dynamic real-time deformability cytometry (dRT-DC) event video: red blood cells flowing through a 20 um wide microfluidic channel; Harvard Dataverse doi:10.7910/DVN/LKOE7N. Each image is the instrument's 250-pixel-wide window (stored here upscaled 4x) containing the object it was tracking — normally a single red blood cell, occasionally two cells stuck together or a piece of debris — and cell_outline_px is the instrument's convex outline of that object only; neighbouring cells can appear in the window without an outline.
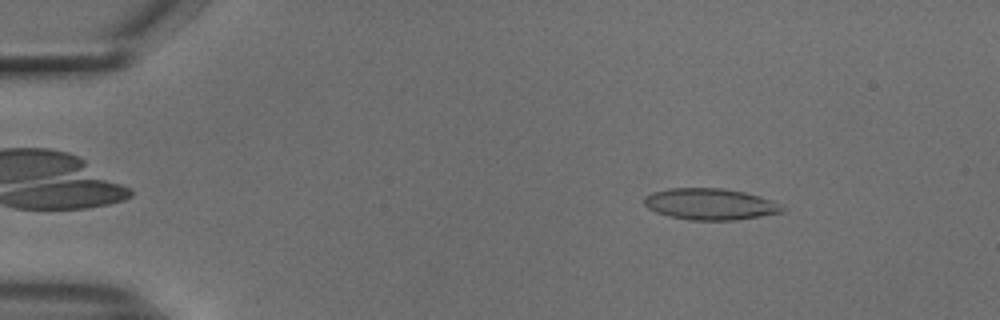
{"species": "common noctule bat (a hibernating species)", "species_latin": "Nyctalus noctula", "temperature_condition": "cold", "stored_images_in_passage": 48, "camera_frame_rate_fps": 3000, "um_per_image_px": 0.085, "animal": {"sex": "male", "body_mass_g": 18.8}, "frame": {"image": 1, "passage_image": 3, "time_ms": 0.667, "image_size_px": [1000, 320], "cell_outline_px": [[788, 212], [736, 220], [688, 220], [668, 216], [656, 212], [648, 208], [644, 204], [644, 196], [652, 192], [668, 188], [724, 188], [744, 192], [760, 196], [772, 200], [788, 208]], "centroid_in_image_um": [60.42, 17.35], "position_along_channel_um": 24.6, "area_um2": 25.72}}
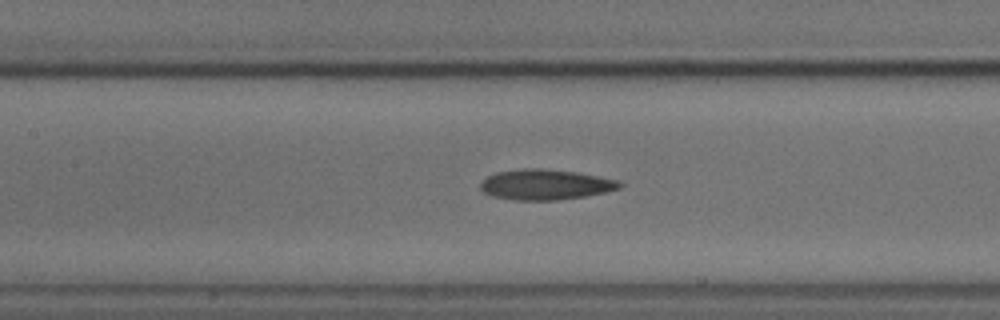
{"frame": {"image": 2, "passage_image": 20, "time_ms": 6.333, "image_size_px": [1000, 320], "cell_outline_px": [[624, 184], [620, 188], [604, 192], [584, 196], [556, 200], [516, 200], [492, 196], [484, 192], [480, 188], [480, 184], [488, 176], [496, 172], [524, 168], [540, 168], [576, 172], [620, 180]], "centroid_in_image_um": [46.37, 15.68], "position_along_channel_um": 161.0, "area_um2": 24.57}}
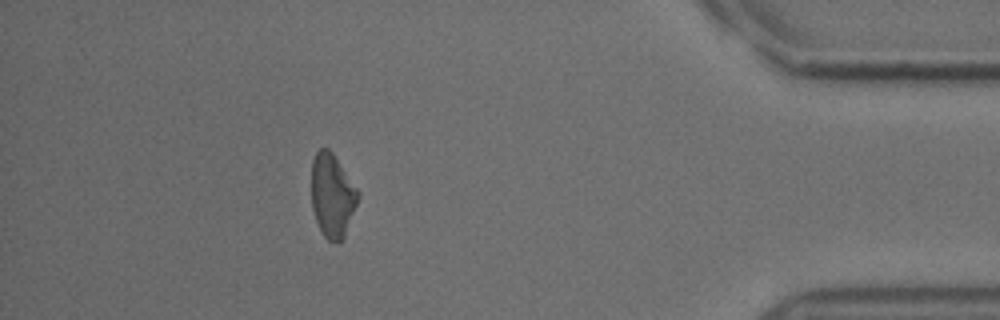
{"frame": {"image": 3, "passage_image": 43, "time_ms": 14.0, "image_size_px": [1000, 320], "cell_outline_px": [[360, 196], [344, 236], [340, 240], [328, 240], [324, 236], [316, 220], [312, 208], [312, 160], [316, 152], [320, 148], [328, 148], [332, 152], [356, 188]], "centroid_in_image_um": [28.23, 16.59], "position_along_channel_um": 407.0, "area_um2": 22.14}, "authors_computed_cell_mechanics": {"area_um2": 24.3627, "velocity_mm_per_s": 3.7802, "shape_relaxation_time_tau1_ms": 11.2901, "shape_relaxation_time_tau2_ms": null, "deformation_change_tau1": 0.181, "deformation_change_tau2": null}}